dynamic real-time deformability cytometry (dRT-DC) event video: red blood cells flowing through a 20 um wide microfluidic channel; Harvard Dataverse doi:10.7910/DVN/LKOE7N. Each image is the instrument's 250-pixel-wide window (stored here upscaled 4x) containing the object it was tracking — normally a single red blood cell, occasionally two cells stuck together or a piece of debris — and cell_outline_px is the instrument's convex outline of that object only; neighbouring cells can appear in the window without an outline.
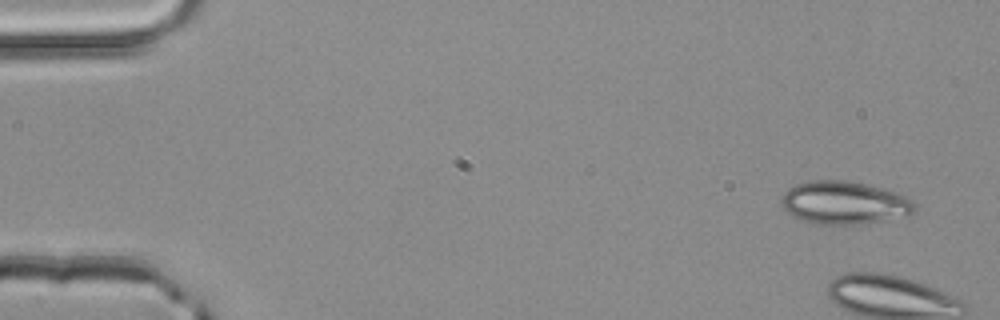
{"species": "common noctule bat (a hibernating species)", "species_latin": "Nyctalus noctula", "temperature_condition": "room temperature", "stored_images_in_passage": 4, "segment_of_instrument_passage": [2, 2], "camera_frame_rate_fps": 3000, "um_per_image_px": 0.085, "animal": {"sex": "male", "body_mass_g": 20.4}, "frame": {"image": 1, "passage_image": 4, "time_ms": 1.0, "image_size_px": [1000, 320], "cell_outline_px": [[916, 212], [908, 216], [868, 224], [816, 224], [800, 220], [792, 216], [784, 208], [780, 200], [784, 192], [788, 188], [796, 184], [812, 180], [844, 180], [884, 188], [896, 192], [912, 200], [916, 204]], "centroid_in_image_um": [71.79, 17.25], "position_along_channel_um": 13.2, "area_um2": 33.81}}